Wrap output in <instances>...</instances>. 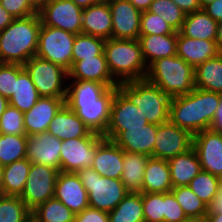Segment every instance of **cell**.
Masks as SVG:
<instances>
[{"mask_svg": "<svg viewBox=\"0 0 222 222\" xmlns=\"http://www.w3.org/2000/svg\"><path fill=\"white\" fill-rule=\"evenodd\" d=\"M65 104L91 132L104 135L110 122L111 105L117 86L88 80H71Z\"/></svg>", "mask_w": 222, "mask_h": 222, "instance_id": "obj_1", "label": "cell"}, {"mask_svg": "<svg viewBox=\"0 0 222 222\" xmlns=\"http://www.w3.org/2000/svg\"><path fill=\"white\" fill-rule=\"evenodd\" d=\"M222 94L195 88L190 93L171 97L169 120L192 135L210 129Z\"/></svg>", "mask_w": 222, "mask_h": 222, "instance_id": "obj_2", "label": "cell"}, {"mask_svg": "<svg viewBox=\"0 0 222 222\" xmlns=\"http://www.w3.org/2000/svg\"><path fill=\"white\" fill-rule=\"evenodd\" d=\"M39 14L14 19L0 31V63L24 65L36 56L39 31Z\"/></svg>", "mask_w": 222, "mask_h": 222, "instance_id": "obj_3", "label": "cell"}, {"mask_svg": "<svg viewBox=\"0 0 222 222\" xmlns=\"http://www.w3.org/2000/svg\"><path fill=\"white\" fill-rule=\"evenodd\" d=\"M104 53L108 69L118 83L145 79L148 67L138 39L109 38L105 40Z\"/></svg>", "mask_w": 222, "mask_h": 222, "instance_id": "obj_4", "label": "cell"}, {"mask_svg": "<svg viewBox=\"0 0 222 222\" xmlns=\"http://www.w3.org/2000/svg\"><path fill=\"white\" fill-rule=\"evenodd\" d=\"M145 79L170 97L185 95L195 89V68L173 55L152 62Z\"/></svg>", "mask_w": 222, "mask_h": 222, "instance_id": "obj_5", "label": "cell"}, {"mask_svg": "<svg viewBox=\"0 0 222 222\" xmlns=\"http://www.w3.org/2000/svg\"><path fill=\"white\" fill-rule=\"evenodd\" d=\"M118 89L132 102L147 121L160 125L169 121L171 97L146 79L120 82Z\"/></svg>", "mask_w": 222, "mask_h": 222, "instance_id": "obj_6", "label": "cell"}, {"mask_svg": "<svg viewBox=\"0 0 222 222\" xmlns=\"http://www.w3.org/2000/svg\"><path fill=\"white\" fill-rule=\"evenodd\" d=\"M76 174L88 193L91 208L109 213L128 194L121 179L100 176L93 168H82Z\"/></svg>", "mask_w": 222, "mask_h": 222, "instance_id": "obj_7", "label": "cell"}, {"mask_svg": "<svg viewBox=\"0 0 222 222\" xmlns=\"http://www.w3.org/2000/svg\"><path fill=\"white\" fill-rule=\"evenodd\" d=\"M23 67L30 75L40 97L66 98L67 70L37 56L30 58Z\"/></svg>", "mask_w": 222, "mask_h": 222, "instance_id": "obj_8", "label": "cell"}, {"mask_svg": "<svg viewBox=\"0 0 222 222\" xmlns=\"http://www.w3.org/2000/svg\"><path fill=\"white\" fill-rule=\"evenodd\" d=\"M76 34L57 27L41 25L36 56L69 71Z\"/></svg>", "mask_w": 222, "mask_h": 222, "instance_id": "obj_9", "label": "cell"}, {"mask_svg": "<svg viewBox=\"0 0 222 222\" xmlns=\"http://www.w3.org/2000/svg\"><path fill=\"white\" fill-rule=\"evenodd\" d=\"M59 172L47 165L31 163L24 189L19 196L31 211L48 199L54 198Z\"/></svg>", "mask_w": 222, "mask_h": 222, "instance_id": "obj_10", "label": "cell"}, {"mask_svg": "<svg viewBox=\"0 0 222 222\" xmlns=\"http://www.w3.org/2000/svg\"><path fill=\"white\" fill-rule=\"evenodd\" d=\"M148 123L139 108L117 89L111 105L110 122L103 137L112 141L121 131L145 128Z\"/></svg>", "mask_w": 222, "mask_h": 222, "instance_id": "obj_11", "label": "cell"}, {"mask_svg": "<svg viewBox=\"0 0 222 222\" xmlns=\"http://www.w3.org/2000/svg\"><path fill=\"white\" fill-rule=\"evenodd\" d=\"M38 14L43 25L76 35L82 33L83 9L72 0H49Z\"/></svg>", "mask_w": 222, "mask_h": 222, "instance_id": "obj_12", "label": "cell"}, {"mask_svg": "<svg viewBox=\"0 0 222 222\" xmlns=\"http://www.w3.org/2000/svg\"><path fill=\"white\" fill-rule=\"evenodd\" d=\"M193 147V135L170 120L157 125L153 148L154 158L169 160Z\"/></svg>", "mask_w": 222, "mask_h": 222, "instance_id": "obj_13", "label": "cell"}, {"mask_svg": "<svg viewBox=\"0 0 222 222\" xmlns=\"http://www.w3.org/2000/svg\"><path fill=\"white\" fill-rule=\"evenodd\" d=\"M102 137H80L62 141L60 149L61 172L77 173L92 168L96 143Z\"/></svg>", "mask_w": 222, "mask_h": 222, "instance_id": "obj_14", "label": "cell"}, {"mask_svg": "<svg viewBox=\"0 0 222 222\" xmlns=\"http://www.w3.org/2000/svg\"><path fill=\"white\" fill-rule=\"evenodd\" d=\"M195 149L201 168L222 178V134L211 129L193 135Z\"/></svg>", "mask_w": 222, "mask_h": 222, "instance_id": "obj_15", "label": "cell"}, {"mask_svg": "<svg viewBox=\"0 0 222 222\" xmlns=\"http://www.w3.org/2000/svg\"><path fill=\"white\" fill-rule=\"evenodd\" d=\"M108 3L112 16V38L139 39L142 12L128 0H111Z\"/></svg>", "mask_w": 222, "mask_h": 222, "instance_id": "obj_16", "label": "cell"}, {"mask_svg": "<svg viewBox=\"0 0 222 222\" xmlns=\"http://www.w3.org/2000/svg\"><path fill=\"white\" fill-rule=\"evenodd\" d=\"M61 144L62 140L48 131L28 136L26 158L31 163L47 165L61 171Z\"/></svg>", "mask_w": 222, "mask_h": 222, "instance_id": "obj_17", "label": "cell"}, {"mask_svg": "<svg viewBox=\"0 0 222 222\" xmlns=\"http://www.w3.org/2000/svg\"><path fill=\"white\" fill-rule=\"evenodd\" d=\"M54 198L60 200L75 215L89 207L88 193L76 173L59 172Z\"/></svg>", "mask_w": 222, "mask_h": 222, "instance_id": "obj_18", "label": "cell"}, {"mask_svg": "<svg viewBox=\"0 0 222 222\" xmlns=\"http://www.w3.org/2000/svg\"><path fill=\"white\" fill-rule=\"evenodd\" d=\"M65 100L66 98L40 97L29 111L24 112L26 135L46 132L56 113L65 104Z\"/></svg>", "mask_w": 222, "mask_h": 222, "instance_id": "obj_19", "label": "cell"}, {"mask_svg": "<svg viewBox=\"0 0 222 222\" xmlns=\"http://www.w3.org/2000/svg\"><path fill=\"white\" fill-rule=\"evenodd\" d=\"M124 150L113 141L102 137L96 143L92 168L100 175L120 179L123 172Z\"/></svg>", "mask_w": 222, "mask_h": 222, "instance_id": "obj_20", "label": "cell"}, {"mask_svg": "<svg viewBox=\"0 0 222 222\" xmlns=\"http://www.w3.org/2000/svg\"><path fill=\"white\" fill-rule=\"evenodd\" d=\"M221 53L216 40L191 39L177 32L176 55L194 68Z\"/></svg>", "mask_w": 222, "mask_h": 222, "instance_id": "obj_21", "label": "cell"}, {"mask_svg": "<svg viewBox=\"0 0 222 222\" xmlns=\"http://www.w3.org/2000/svg\"><path fill=\"white\" fill-rule=\"evenodd\" d=\"M47 131L62 141L80 137H103L91 132L66 104L56 113Z\"/></svg>", "mask_w": 222, "mask_h": 222, "instance_id": "obj_22", "label": "cell"}, {"mask_svg": "<svg viewBox=\"0 0 222 222\" xmlns=\"http://www.w3.org/2000/svg\"><path fill=\"white\" fill-rule=\"evenodd\" d=\"M68 79V83L70 80H88L105 84L108 87L119 84L108 69L105 53L74 62L68 71Z\"/></svg>", "mask_w": 222, "mask_h": 222, "instance_id": "obj_23", "label": "cell"}, {"mask_svg": "<svg viewBox=\"0 0 222 222\" xmlns=\"http://www.w3.org/2000/svg\"><path fill=\"white\" fill-rule=\"evenodd\" d=\"M157 125L148 123L145 128H127L112 141L129 153L153 156Z\"/></svg>", "mask_w": 222, "mask_h": 222, "instance_id": "obj_24", "label": "cell"}, {"mask_svg": "<svg viewBox=\"0 0 222 222\" xmlns=\"http://www.w3.org/2000/svg\"><path fill=\"white\" fill-rule=\"evenodd\" d=\"M82 34L107 40L112 38V16L108 2H99L83 9Z\"/></svg>", "mask_w": 222, "mask_h": 222, "instance_id": "obj_25", "label": "cell"}, {"mask_svg": "<svg viewBox=\"0 0 222 222\" xmlns=\"http://www.w3.org/2000/svg\"><path fill=\"white\" fill-rule=\"evenodd\" d=\"M168 160L149 157L142 183V193H166L172 190Z\"/></svg>", "mask_w": 222, "mask_h": 222, "instance_id": "obj_26", "label": "cell"}, {"mask_svg": "<svg viewBox=\"0 0 222 222\" xmlns=\"http://www.w3.org/2000/svg\"><path fill=\"white\" fill-rule=\"evenodd\" d=\"M138 40L147 67L157 59L176 55V31L168 35H140Z\"/></svg>", "mask_w": 222, "mask_h": 222, "instance_id": "obj_27", "label": "cell"}, {"mask_svg": "<svg viewBox=\"0 0 222 222\" xmlns=\"http://www.w3.org/2000/svg\"><path fill=\"white\" fill-rule=\"evenodd\" d=\"M173 188L188 186L190 181L202 171L195 149L179 154L168 160Z\"/></svg>", "mask_w": 222, "mask_h": 222, "instance_id": "obj_28", "label": "cell"}, {"mask_svg": "<svg viewBox=\"0 0 222 222\" xmlns=\"http://www.w3.org/2000/svg\"><path fill=\"white\" fill-rule=\"evenodd\" d=\"M40 98L39 93L23 65L17 64V80L14 93L8 99L9 105L21 112L29 111Z\"/></svg>", "mask_w": 222, "mask_h": 222, "instance_id": "obj_29", "label": "cell"}, {"mask_svg": "<svg viewBox=\"0 0 222 222\" xmlns=\"http://www.w3.org/2000/svg\"><path fill=\"white\" fill-rule=\"evenodd\" d=\"M179 32L191 39L216 40L217 22L200 9L186 14Z\"/></svg>", "mask_w": 222, "mask_h": 222, "instance_id": "obj_30", "label": "cell"}, {"mask_svg": "<svg viewBox=\"0 0 222 222\" xmlns=\"http://www.w3.org/2000/svg\"><path fill=\"white\" fill-rule=\"evenodd\" d=\"M148 156L124 151L121 181L128 193L142 194V183Z\"/></svg>", "mask_w": 222, "mask_h": 222, "instance_id": "obj_31", "label": "cell"}, {"mask_svg": "<svg viewBox=\"0 0 222 222\" xmlns=\"http://www.w3.org/2000/svg\"><path fill=\"white\" fill-rule=\"evenodd\" d=\"M195 88L222 94V53L195 68Z\"/></svg>", "mask_w": 222, "mask_h": 222, "instance_id": "obj_32", "label": "cell"}, {"mask_svg": "<svg viewBox=\"0 0 222 222\" xmlns=\"http://www.w3.org/2000/svg\"><path fill=\"white\" fill-rule=\"evenodd\" d=\"M30 166L31 162L24 158L2 167L4 195L22 194Z\"/></svg>", "mask_w": 222, "mask_h": 222, "instance_id": "obj_33", "label": "cell"}, {"mask_svg": "<svg viewBox=\"0 0 222 222\" xmlns=\"http://www.w3.org/2000/svg\"><path fill=\"white\" fill-rule=\"evenodd\" d=\"M108 216L109 222H145L142 194L128 193Z\"/></svg>", "mask_w": 222, "mask_h": 222, "instance_id": "obj_34", "label": "cell"}, {"mask_svg": "<svg viewBox=\"0 0 222 222\" xmlns=\"http://www.w3.org/2000/svg\"><path fill=\"white\" fill-rule=\"evenodd\" d=\"M36 222H75L76 215L60 200L48 199L32 210Z\"/></svg>", "mask_w": 222, "mask_h": 222, "instance_id": "obj_35", "label": "cell"}, {"mask_svg": "<svg viewBox=\"0 0 222 222\" xmlns=\"http://www.w3.org/2000/svg\"><path fill=\"white\" fill-rule=\"evenodd\" d=\"M27 135L0 134V166L26 158Z\"/></svg>", "mask_w": 222, "mask_h": 222, "instance_id": "obj_36", "label": "cell"}, {"mask_svg": "<svg viewBox=\"0 0 222 222\" xmlns=\"http://www.w3.org/2000/svg\"><path fill=\"white\" fill-rule=\"evenodd\" d=\"M31 213L19 196H0V222H26Z\"/></svg>", "mask_w": 222, "mask_h": 222, "instance_id": "obj_37", "label": "cell"}, {"mask_svg": "<svg viewBox=\"0 0 222 222\" xmlns=\"http://www.w3.org/2000/svg\"><path fill=\"white\" fill-rule=\"evenodd\" d=\"M176 201L180 204L187 218L204 217L207 214V205L192 192L189 186L172 188Z\"/></svg>", "mask_w": 222, "mask_h": 222, "instance_id": "obj_38", "label": "cell"}, {"mask_svg": "<svg viewBox=\"0 0 222 222\" xmlns=\"http://www.w3.org/2000/svg\"><path fill=\"white\" fill-rule=\"evenodd\" d=\"M105 40L87 34H77L72 51V64L84 58H93L104 53Z\"/></svg>", "mask_w": 222, "mask_h": 222, "instance_id": "obj_39", "label": "cell"}, {"mask_svg": "<svg viewBox=\"0 0 222 222\" xmlns=\"http://www.w3.org/2000/svg\"><path fill=\"white\" fill-rule=\"evenodd\" d=\"M219 183V177L202 170L190 181L188 186L208 206L218 192Z\"/></svg>", "mask_w": 222, "mask_h": 222, "instance_id": "obj_40", "label": "cell"}, {"mask_svg": "<svg viewBox=\"0 0 222 222\" xmlns=\"http://www.w3.org/2000/svg\"><path fill=\"white\" fill-rule=\"evenodd\" d=\"M162 17L176 32H179L186 13L172 0H153L148 10Z\"/></svg>", "mask_w": 222, "mask_h": 222, "instance_id": "obj_41", "label": "cell"}, {"mask_svg": "<svg viewBox=\"0 0 222 222\" xmlns=\"http://www.w3.org/2000/svg\"><path fill=\"white\" fill-rule=\"evenodd\" d=\"M24 113L8 105L0 116V134L26 135Z\"/></svg>", "mask_w": 222, "mask_h": 222, "instance_id": "obj_42", "label": "cell"}, {"mask_svg": "<svg viewBox=\"0 0 222 222\" xmlns=\"http://www.w3.org/2000/svg\"><path fill=\"white\" fill-rule=\"evenodd\" d=\"M145 222H164V193H142Z\"/></svg>", "mask_w": 222, "mask_h": 222, "instance_id": "obj_43", "label": "cell"}, {"mask_svg": "<svg viewBox=\"0 0 222 222\" xmlns=\"http://www.w3.org/2000/svg\"><path fill=\"white\" fill-rule=\"evenodd\" d=\"M175 30L158 14L143 11L140 18V35H168Z\"/></svg>", "mask_w": 222, "mask_h": 222, "instance_id": "obj_44", "label": "cell"}, {"mask_svg": "<svg viewBox=\"0 0 222 222\" xmlns=\"http://www.w3.org/2000/svg\"><path fill=\"white\" fill-rule=\"evenodd\" d=\"M17 80V64L0 63V94L9 99Z\"/></svg>", "mask_w": 222, "mask_h": 222, "instance_id": "obj_45", "label": "cell"}, {"mask_svg": "<svg viewBox=\"0 0 222 222\" xmlns=\"http://www.w3.org/2000/svg\"><path fill=\"white\" fill-rule=\"evenodd\" d=\"M187 219L173 193H164V222H184Z\"/></svg>", "mask_w": 222, "mask_h": 222, "instance_id": "obj_46", "label": "cell"}, {"mask_svg": "<svg viewBox=\"0 0 222 222\" xmlns=\"http://www.w3.org/2000/svg\"><path fill=\"white\" fill-rule=\"evenodd\" d=\"M0 5L15 19L37 14L28 0H0Z\"/></svg>", "mask_w": 222, "mask_h": 222, "instance_id": "obj_47", "label": "cell"}, {"mask_svg": "<svg viewBox=\"0 0 222 222\" xmlns=\"http://www.w3.org/2000/svg\"><path fill=\"white\" fill-rule=\"evenodd\" d=\"M75 222H109L108 212L87 207L76 214Z\"/></svg>", "mask_w": 222, "mask_h": 222, "instance_id": "obj_48", "label": "cell"}, {"mask_svg": "<svg viewBox=\"0 0 222 222\" xmlns=\"http://www.w3.org/2000/svg\"><path fill=\"white\" fill-rule=\"evenodd\" d=\"M222 213V178H220L219 189L211 203L207 206L206 215H214Z\"/></svg>", "mask_w": 222, "mask_h": 222, "instance_id": "obj_49", "label": "cell"}, {"mask_svg": "<svg viewBox=\"0 0 222 222\" xmlns=\"http://www.w3.org/2000/svg\"><path fill=\"white\" fill-rule=\"evenodd\" d=\"M203 10L216 22L222 20V0H215L206 5Z\"/></svg>", "mask_w": 222, "mask_h": 222, "instance_id": "obj_50", "label": "cell"}, {"mask_svg": "<svg viewBox=\"0 0 222 222\" xmlns=\"http://www.w3.org/2000/svg\"><path fill=\"white\" fill-rule=\"evenodd\" d=\"M186 14L200 10L199 0H172Z\"/></svg>", "mask_w": 222, "mask_h": 222, "instance_id": "obj_51", "label": "cell"}, {"mask_svg": "<svg viewBox=\"0 0 222 222\" xmlns=\"http://www.w3.org/2000/svg\"><path fill=\"white\" fill-rule=\"evenodd\" d=\"M210 129L212 131L222 134V97L220 99L219 106L217 107V110L215 111Z\"/></svg>", "mask_w": 222, "mask_h": 222, "instance_id": "obj_52", "label": "cell"}, {"mask_svg": "<svg viewBox=\"0 0 222 222\" xmlns=\"http://www.w3.org/2000/svg\"><path fill=\"white\" fill-rule=\"evenodd\" d=\"M15 18L0 5V31L4 30Z\"/></svg>", "mask_w": 222, "mask_h": 222, "instance_id": "obj_53", "label": "cell"}, {"mask_svg": "<svg viewBox=\"0 0 222 222\" xmlns=\"http://www.w3.org/2000/svg\"><path fill=\"white\" fill-rule=\"evenodd\" d=\"M131 2L139 11H147L153 0H128Z\"/></svg>", "mask_w": 222, "mask_h": 222, "instance_id": "obj_54", "label": "cell"}, {"mask_svg": "<svg viewBox=\"0 0 222 222\" xmlns=\"http://www.w3.org/2000/svg\"><path fill=\"white\" fill-rule=\"evenodd\" d=\"M31 7L38 13L49 0H28Z\"/></svg>", "mask_w": 222, "mask_h": 222, "instance_id": "obj_55", "label": "cell"}, {"mask_svg": "<svg viewBox=\"0 0 222 222\" xmlns=\"http://www.w3.org/2000/svg\"><path fill=\"white\" fill-rule=\"evenodd\" d=\"M72 1L82 9H85L91 5L101 2L100 0H72Z\"/></svg>", "mask_w": 222, "mask_h": 222, "instance_id": "obj_56", "label": "cell"}, {"mask_svg": "<svg viewBox=\"0 0 222 222\" xmlns=\"http://www.w3.org/2000/svg\"><path fill=\"white\" fill-rule=\"evenodd\" d=\"M216 42L218 43V47L222 52V20L217 22V36Z\"/></svg>", "mask_w": 222, "mask_h": 222, "instance_id": "obj_57", "label": "cell"}, {"mask_svg": "<svg viewBox=\"0 0 222 222\" xmlns=\"http://www.w3.org/2000/svg\"><path fill=\"white\" fill-rule=\"evenodd\" d=\"M9 105L8 99L0 94V116L5 111L6 107Z\"/></svg>", "mask_w": 222, "mask_h": 222, "instance_id": "obj_58", "label": "cell"}, {"mask_svg": "<svg viewBox=\"0 0 222 222\" xmlns=\"http://www.w3.org/2000/svg\"><path fill=\"white\" fill-rule=\"evenodd\" d=\"M208 222H222V213L214 215H206Z\"/></svg>", "mask_w": 222, "mask_h": 222, "instance_id": "obj_59", "label": "cell"}, {"mask_svg": "<svg viewBox=\"0 0 222 222\" xmlns=\"http://www.w3.org/2000/svg\"><path fill=\"white\" fill-rule=\"evenodd\" d=\"M184 222H208L206 216L199 218H187Z\"/></svg>", "mask_w": 222, "mask_h": 222, "instance_id": "obj_60", "label": "cell"}, {"mask_svg": "<svg viewBox=\"0 0 222 222\" xmlns=\"http://www.w3.org/2000/svg\"><path fill=\"white\" fill-rule=\"evenodd\" d=\"M4 195V187H3V172L2 167L0 166V196Z\"/></svg>", "mask_w": 222, "mask_h": 222, "instance_id": "obj_61", "label": "cell"}, {"mask_svg": "<svg viewBox=\"0 0 222 222\" xmlns=\"http://www.w3.org/2000/svg\"><path fill=\"white\" fill-rule=\"evenodd\" d=\"M215 0H199V4L201 9H203L206 5L214 2Z\"/></svg>", "mask_w": 222, "mask_h": 222, "instance_id": "obj_62", "label": "cell"}, {"mask_svg": "<svg viewBox=\"0 0 222 222\" xmlns=\"http://www.w3.org/2000/svg\"><path fill=\"white\" fill-rule=\"evenodd\" d=\"M26 222H36L32 217H30Z\"/></svg>", "mask_w": 222, "mask_h": 222, "instance_id": "obj_63", "label": "cell"}, {"mask_svg": "<svg viewBox=\"0 0 222 222\" xmlns=\"http://www.w3.org/2000/svg\"><path fill=\"white\" fill-rule=\"evenodd\" d=\"M100 1H103V2H108V1H111V0H100Z\"/></svg>", "mask_w": 222, "mask_h": 222, "instance_id": "obj_64", "label": "cell"}]
</instances>
